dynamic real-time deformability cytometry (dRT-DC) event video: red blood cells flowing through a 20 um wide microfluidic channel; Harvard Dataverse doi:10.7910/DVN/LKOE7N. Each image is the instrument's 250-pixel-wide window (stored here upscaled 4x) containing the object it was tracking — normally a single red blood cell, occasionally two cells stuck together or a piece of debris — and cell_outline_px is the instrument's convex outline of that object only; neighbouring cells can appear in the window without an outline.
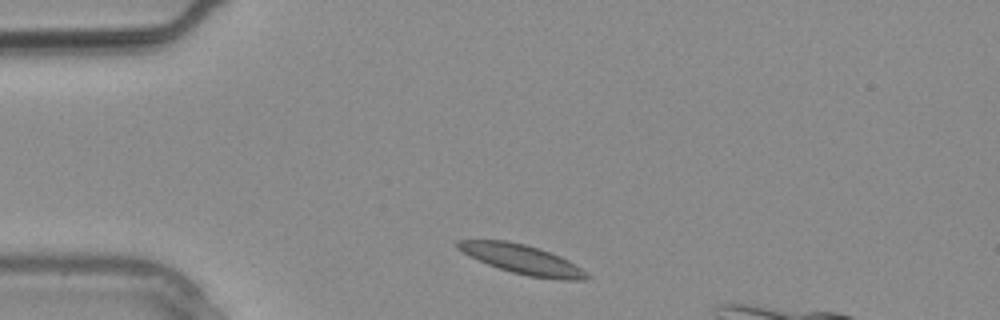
{"species": "common noctule bat (a hibernating species)", "species_latin": "Nyctalus noctula", "temperature_condition": "warm", "stored_images_in_passage": 3, "segment_of_instrument_passage": [2, 2], "camera_frame_rate_fps": 3000, "um_per_image_px": 0.085, "animal": {"sex": "male", "body_mass_g": 20.4}, "frame": {"image": 1, "passage_image": 3, "time_ms": 0.667, "image_size_px": [1000, 320], "cell_outline_px": [[592, 276], [584, 280], [560, 280], [528, 276], [512, 272], [488, 264], [456, 248], [456, 240], [508, 240], [540, 248], [560, 256], [568, 260]], "centroid_in_image_um": [44.42, 22.04], "position_along_channel_um": 40.6, "area_um2": 21.85}}